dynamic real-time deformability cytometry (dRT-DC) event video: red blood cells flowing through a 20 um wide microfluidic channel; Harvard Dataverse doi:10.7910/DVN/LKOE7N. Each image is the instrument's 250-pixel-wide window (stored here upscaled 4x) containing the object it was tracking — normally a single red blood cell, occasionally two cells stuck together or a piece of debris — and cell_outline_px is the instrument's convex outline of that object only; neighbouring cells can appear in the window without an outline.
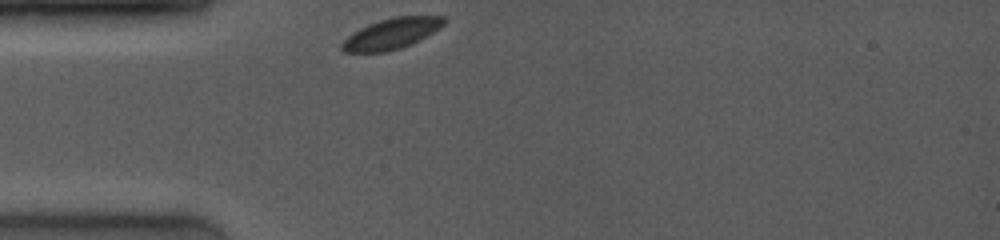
{"species": "common noctule bat (a hibernating species)", "species_latin": "Nyctalus noctula", "temperature_condition": "room temperature", "stored_images_in_passage": 1, "camera_frame_rate_fps": 4000, "um_per_image_px": 0.085, "animal": {"sex": "female", "body_mass_g": 19.0, "forearm_length_mm": 53.3}, "frame": {"image": 1, "passage_image": 1, "time_ms": 0.0, "image_size_px": [1000, 240], "cell_outline_px": [[448, 20], [440, 28], [412, 44], [400, 48], [384, 52], [344, 52], [340, 48], [340, 44], [348, 36], [360, 28], [368, 24], [380, 20], [396, 16], [444, 16]], "centroid_in_image_um": [33.29, 2.86], "position_along_channel_um": 51.7, "area_um2": 18.26}}